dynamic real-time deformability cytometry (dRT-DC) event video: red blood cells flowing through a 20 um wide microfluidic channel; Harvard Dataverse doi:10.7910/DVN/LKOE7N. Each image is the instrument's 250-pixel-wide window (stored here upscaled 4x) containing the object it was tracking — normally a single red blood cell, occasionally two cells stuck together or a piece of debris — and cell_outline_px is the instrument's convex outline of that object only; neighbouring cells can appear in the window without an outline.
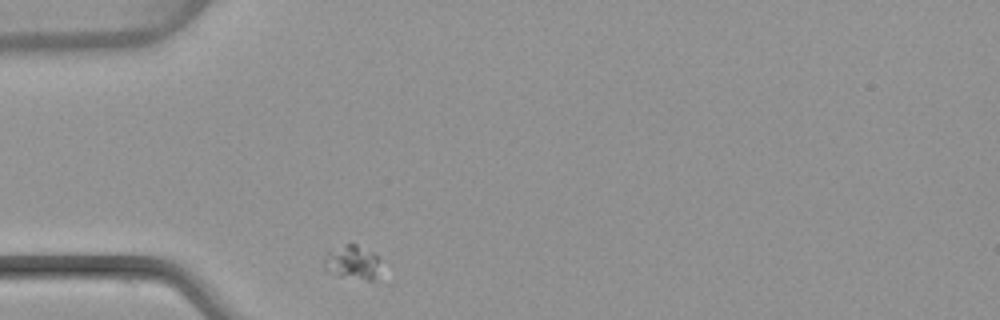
{"species": "common noctule bat (a hibernating species)", "species_latin": "Nyctalus noctula", "temperature_condition": "warm", "stored_images_in_passage": 29, "camera_frame_rate_fps": 3000, "um_per_image_px": 0.085, "animal": {"sex": "female", "body_mass_g": 22.7, "forearm_length_mm": 54.2}, "frame": {"image": 1, "passage_image": 1, "time_ms": 0.0, "image_size_px": [1000, 320], "cell_outline_px": [[380, 260], [372, 280], [368, 280], [340, 276], [328, 272], [324, 268], [324, 256], [348, 244], [356, 244], [372, 252]], "centroid_in_image_um": [29.93, 22.31], "position_along_channel_um": 55.1, "area_um2": 10.58}}
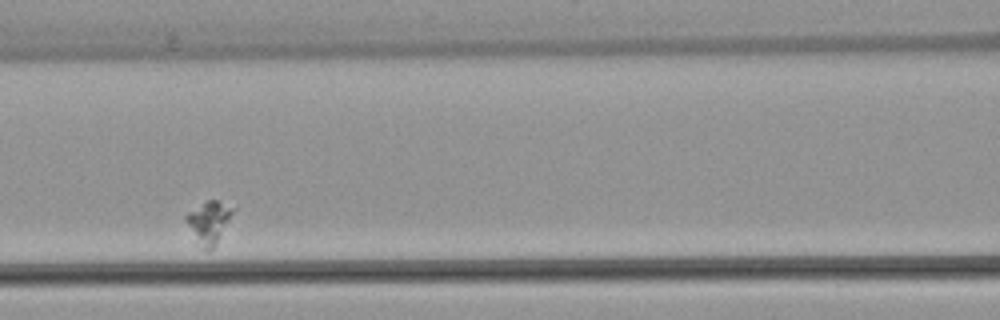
{"frame": {"image": 2, "passage_image": 10, "time_ms": 3.0, "image_size_px": [1000, 320], "cell_outline_px": [[236, 208], [212, 248], [208, 252], [204, 248], [184, 220], [184, 216], [188, 212], [208, 200], [216, 200]], "centroid_in_image_um": [17.76, 18.83], "position_along_channel_um": 148.8, "area_um2": 10.81}}
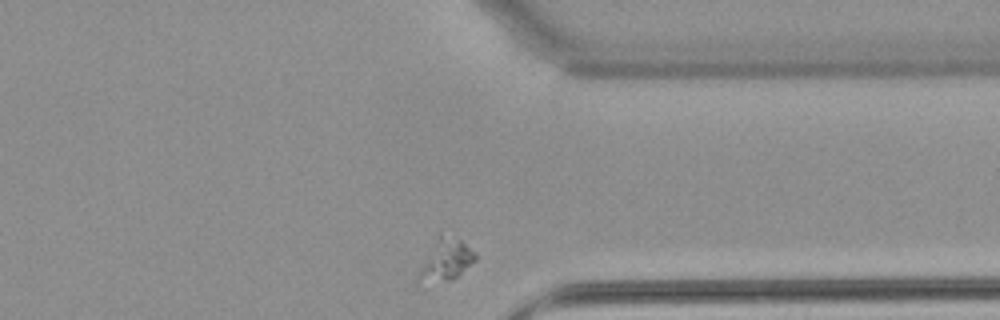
{"frame": {"image": 3, "passage_image": 29, "time_ms": 9.333, "image_size_px": [1000, 320], "cell_outline_px": [[476, 260], [452, 280], [416, 280], [420, 268], [440, 232], [460, 240], [476, 252]], "centroid_in_image_um": [37.94, 22.04], "position_along_channel_um": 373.5, "area_um2": 13.06}}